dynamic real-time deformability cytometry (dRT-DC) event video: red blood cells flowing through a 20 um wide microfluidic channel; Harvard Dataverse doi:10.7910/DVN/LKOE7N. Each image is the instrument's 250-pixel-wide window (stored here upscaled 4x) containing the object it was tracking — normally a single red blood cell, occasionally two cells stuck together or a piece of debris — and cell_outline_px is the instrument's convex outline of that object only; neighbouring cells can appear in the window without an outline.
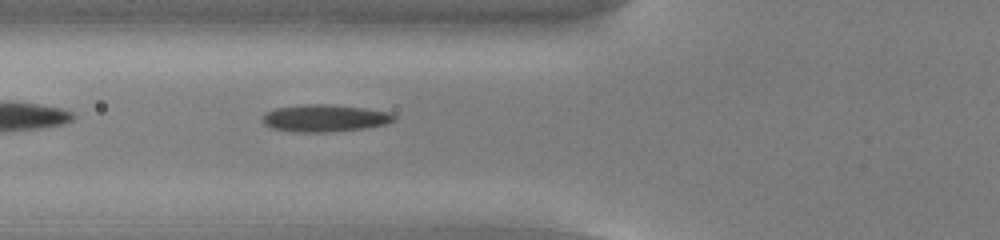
{"species": "common noctule bat (a hibernating species)", "species_latin": "Nyctalus noctula", "temperature_condition": "cold", "stored_images_in_passage": 39, "camera_frame_rate_fps": 3000, "um_per_image_px": 0.085, "animal": {"sex": "male", "body_mass_g": 13.0, "forearm_length_mm": 53.1}, "frame": {"image": 1, "passage_image": 5, "time_ms": 1.333, "image_size_px": [1000, 240], "cell_outline_px": [[396, 120], [384, 124], [364, 128], [324, 132], [300, 132], [272, 128], [264, 124], [264, 112], [276, 108], [304, 104], [324, 104], [364, 108], [388, 112], [396, 116]], "centroid_in_image_um": [27.6, 10.03], "position_along_channel_um": 98.2, "area_um2": 20.52}}
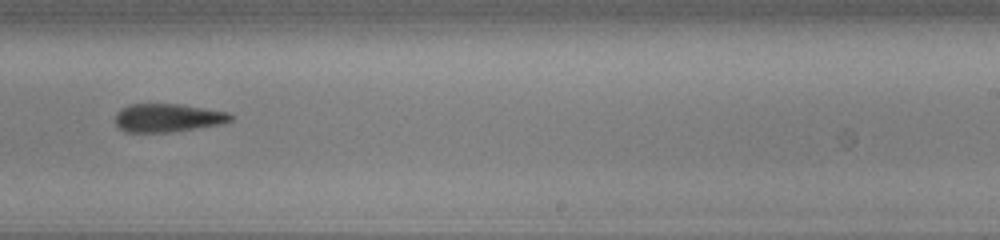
{"frame": {"image": 2, "passage_image": 19, "time_ms": 6.0, "image_size_px": [1000, 240], "cell_outline_px": [[232, 120], [220, 124], [196, 128], [168, 132], [124, 132], [116, 124], [116, 112], [120, 108], [128, 104], [180, 104], [228, 112], [232, 116]], "centroid_in_image_um": [14.22, 10.01], "position_along_channel_um": 274.8, "area_um2": 18.96}}
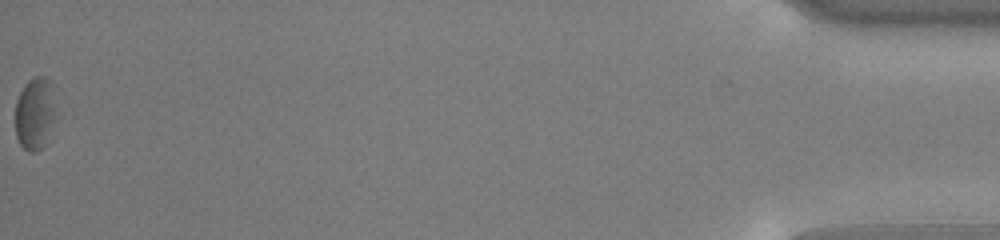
{"frame": {"image": 3, "passage_image": 39, "time_ms": 12.667, "image_size_px": [1000, 240], "cell_outline_px": [[56, 116], [40, 148], [36, 152], [32, 152], [24, 148], [20, 144], [16, 136], [16, 100], [24, 84], [28, 80], [36, 76], [44, 76], [52, 80], [56, 84]], "centroid_in_image_um": [3.01, 9.52], "position_along_channel_um": 432.2, "area_um2": 17.46}, "authors_computed_cell_mechanics": {"area_um2": 19.941, "velocity_mm_per_s": 3.7868, "shape_relaxation_time_tau1_ms": 4.9293, "shape_relaxation_time_tau2_ms": 5.3312, "deformation_change_tau1": 0.0851, "deformation_change_tau2": 0.1233}}